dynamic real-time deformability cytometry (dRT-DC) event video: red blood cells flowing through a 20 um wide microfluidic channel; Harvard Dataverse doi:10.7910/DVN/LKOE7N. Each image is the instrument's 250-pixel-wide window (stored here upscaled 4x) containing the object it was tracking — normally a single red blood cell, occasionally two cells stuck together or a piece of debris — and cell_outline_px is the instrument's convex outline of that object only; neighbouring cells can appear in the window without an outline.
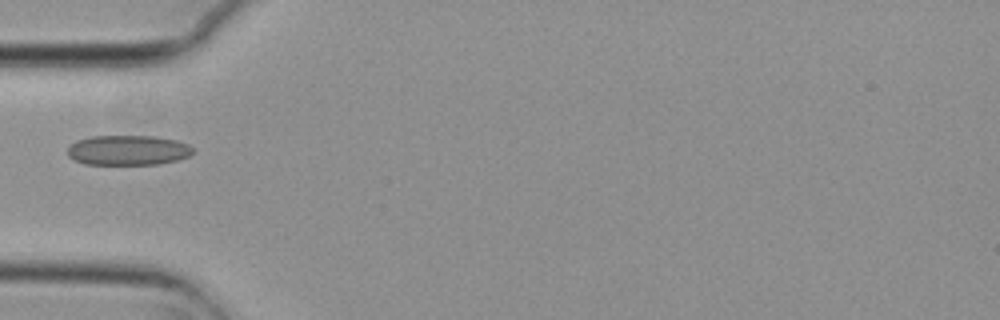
{"species": "common noctule bat (a hibernating species)", "species_latin": "Nyctalus noctula", "temperature_condition": "cold", "stored_images_in_passage": 1, "camera_frame_rate_fps": 3000, "um_per_image_px": 0.085, "animal": {"sex": "female", "body_mass_g": 29.2, "forearm_length_mm": 56.3}, "frame": {"image": 1, "passage_image": 1, "time_ms": 0.0, "image_size_px": [1000, 320], "cell_outline_px": [[196, 152], [188, 156], [176, 160], [160, 164], [84, 164], [68, 156], [68, 148], [76, 140], [92, 136], [152, 136], [176, 140], [188, 144]], "centroid_in_image_um": [10.89, 12.76], "position_along_channel_um": 74.1, "area_um2": 21.85}}